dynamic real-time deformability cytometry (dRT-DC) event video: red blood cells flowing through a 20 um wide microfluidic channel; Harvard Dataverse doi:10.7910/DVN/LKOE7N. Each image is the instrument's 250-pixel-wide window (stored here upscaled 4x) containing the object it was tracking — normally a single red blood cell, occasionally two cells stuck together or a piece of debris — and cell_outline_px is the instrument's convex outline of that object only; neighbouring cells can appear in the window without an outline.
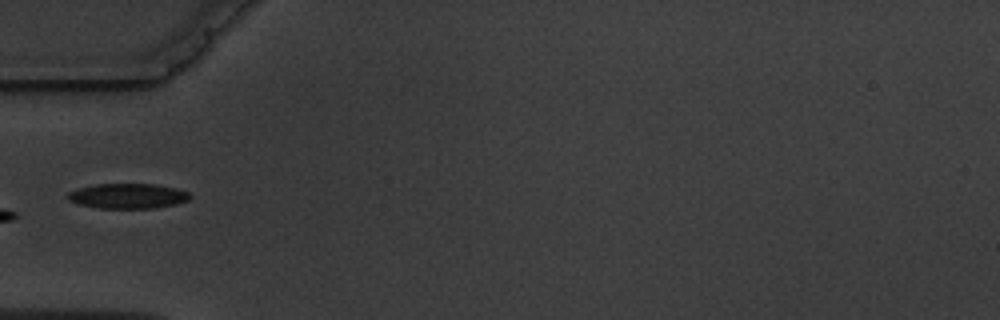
{"species": "common noctule bat (a hibernating species)", "species_latin": "Nyctalus noctula", "temperature_condition": "warm", "stored_images_in_passage": 4, "camera_frame_rate_fps": 3000, "um_per_image_px": 0.085, "animal": {"sex": "male", "body_mass_g": 19.5, "forearm_length_mm": 54.6}, "frame": {"image": 1, "passage_image": 4, "time_ms": 3.333, "image_size_px": [1000, 320], "cell_outline_px": [[192, 196], [188, 200], [176, 204], [152, 208], [100, 208], [80, 204], [68, 200], [68, 192], [76, 188], [96, 184], [156, 184], [176, 188], [188, 192]], "centroid_in_image_um": [10.87, 16.65], "position_along_channel_um": 74.1, "area_um2": 17.8}}